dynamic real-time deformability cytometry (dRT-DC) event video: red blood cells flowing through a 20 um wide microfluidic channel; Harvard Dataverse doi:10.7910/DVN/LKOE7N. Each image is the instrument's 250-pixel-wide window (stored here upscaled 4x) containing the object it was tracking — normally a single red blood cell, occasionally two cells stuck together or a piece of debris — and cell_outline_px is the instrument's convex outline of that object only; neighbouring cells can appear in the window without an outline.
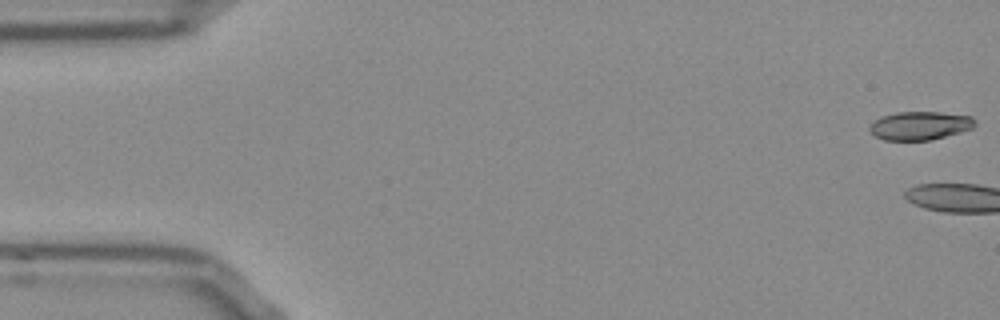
{"species": "Egyptian fruit bat (a non-hibernating species)", "species_latin": "Rousettus aegyptiacus", "temperature_condition": "room temperature", "stored_images_in_passage": 10, "camera_frame_rate_fps": 3000, "um_per_image_px": 0.085, "frame": {"image": 1, "passage_image": 1, "time_ms": 0.0, "image_size_px": [1000, 320], "cell_outline_px": [[976, 124], [972, 128], [960, 132], [928, 140], [884, 140], [868, 132], [868, 128], [880, 116], [896, 112], [940, 112], [972, 116], [976, 120]], "centroid_in_image_um": [78.18, 10.67], "position_along_channel_um": 6.8, "area_um2": 17.46}}